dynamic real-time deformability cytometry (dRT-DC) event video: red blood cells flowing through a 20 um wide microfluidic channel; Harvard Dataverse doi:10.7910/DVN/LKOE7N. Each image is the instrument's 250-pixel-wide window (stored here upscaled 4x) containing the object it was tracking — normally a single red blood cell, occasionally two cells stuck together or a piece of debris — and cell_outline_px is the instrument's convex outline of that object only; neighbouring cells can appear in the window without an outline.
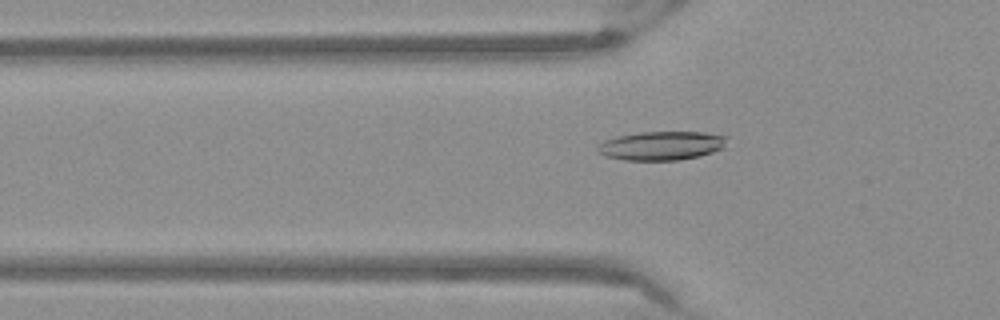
{"species": "Egyptian fruit bat (a non-hibernating species)", "species_latin": "Rousettus aegyptiacus", "temperature_condition": "warm", "stored_images_in_passage": 37, "camera_frame_rate_fps": 3000, "um_per_image_px": 0.085, "frame": {"image": 1, "passage_image": 2, "time_ms": 0.333, "image_size_px": [1000, 320], "cell_outline_px": [[728, 136], [724, 148], [700, 156], [676, 160], [624, 160], [604, 156], [596, 152], [596, 148], [604, 140], [616, 136], [640, 132], [704, 132]], "centroid_in_image_um": [56.21, 12.38], "position_along_channel_um": 69.6, "area_um2": 21.91}}
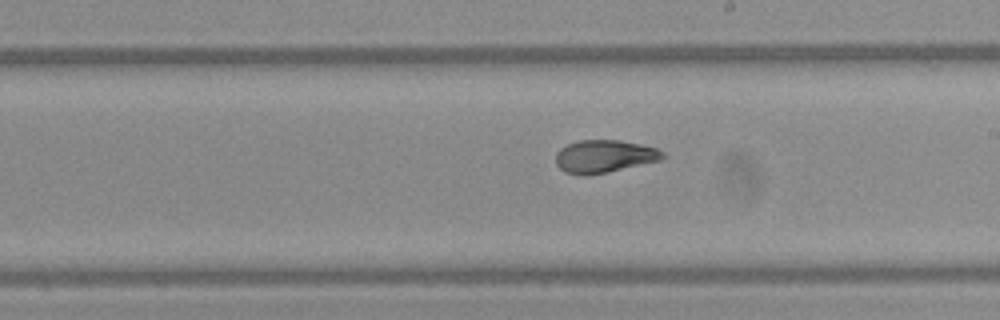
{"frame": {"image": 2, "passage_image": 15, "time_ms": 4.667, "image_size_px": [1000, 320], "cell_outline_px": [[668, 156], [664, 160], [608, 172], [588, 176], [580, 176], [564, 172], [556, 164], [556, 152], [560, 148], [568, 144], [580, 140], [620, 140], [640, 144], [656, 148], [664, 152]], "centroid_in_image_um": [51.4, 13.3], "position_along_channel_um": 237.6, "area_um2": 20.81}}
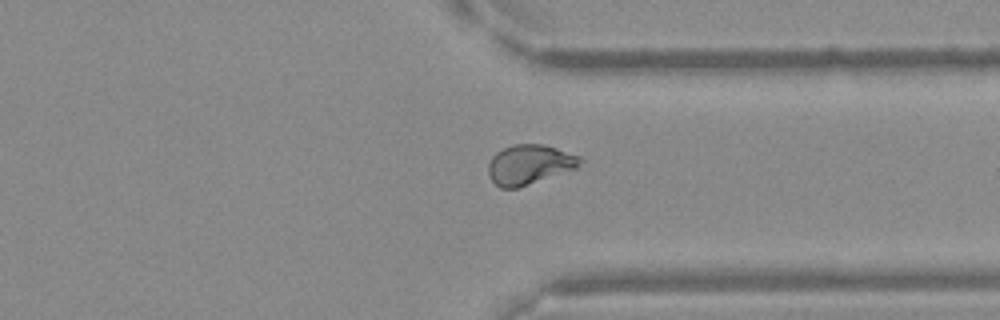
{"frame": {"image": 3, "passage_image": 25, "time_ms": 8.0, "image_size_px": [1000, 320], "cell_outline_px": [[584, 160], [576, 168], [516, 188], [500, 188], [492, 180], [488, 172], [488, 164], [492, 156], [496, 152], [512, 144], [544, 144], [580, 156]], "centroid_in_image_um": [44.99, 13.97], "position_along_channel_um": 366.4, "area_um2": 21.04}}